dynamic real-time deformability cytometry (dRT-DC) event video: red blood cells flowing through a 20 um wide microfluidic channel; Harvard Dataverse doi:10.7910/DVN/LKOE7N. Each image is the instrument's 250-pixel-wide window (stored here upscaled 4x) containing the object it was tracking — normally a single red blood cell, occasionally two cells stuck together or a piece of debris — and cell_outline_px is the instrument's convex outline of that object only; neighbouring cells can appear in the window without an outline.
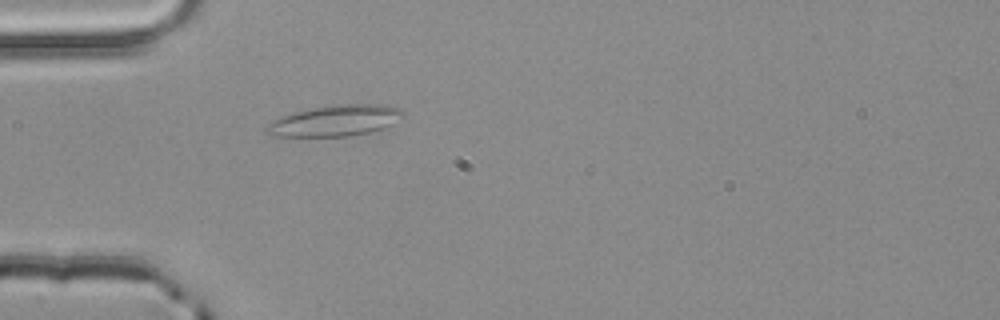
{"species": "common noctule bat (a hibernating species)", "species_latin": "Nyctalus noctula", "temperature_condition": "room temperature", "stored_images_in_passage": 4, "camera_frame_rate_fps": 3000, "um_per_image_px": 0.085, "animal": {"sex": "male", "body_mass_g": 20.4}, "frame": {"image": 1, "passage_image": 4, "time_ms": 1.0, "image_size_px": [1000, 320], "cell_outline_px": [[404, 116], [384, 128], [368, 132], [348, 136], [272, 136], [264, 132], [264, 128], [272, 120], [296, 112], [312, 108], [344, 104], [384, 104], [404, 108]], "centroid_in_image_um": [28.52, 10.25], "position_along_channel_um": 56.5, "area_um2": 24.57}}